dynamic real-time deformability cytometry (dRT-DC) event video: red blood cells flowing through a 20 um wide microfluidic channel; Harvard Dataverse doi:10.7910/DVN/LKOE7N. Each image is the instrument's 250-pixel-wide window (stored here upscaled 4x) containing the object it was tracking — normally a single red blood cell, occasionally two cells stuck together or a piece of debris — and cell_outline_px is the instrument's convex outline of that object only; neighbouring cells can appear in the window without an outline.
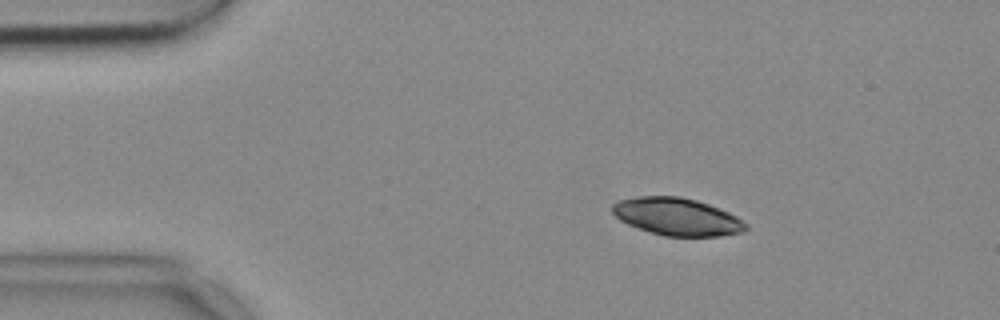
{"species": "common noctule bat (a hibernating species)", "species_latin": "Nyctalus noctula", "temperature_condition": "cold", "stored_images_in_passage": 25, "camera_frame_rate_fps": 3000, "um_per_image_px": 0.085, "animal": {"sex": "female", "body_mass_g": 18.4}, "frame": {"image": 1, "passage_image": 2, "time_ms": 0.333, "image_size_px": [1000, 320], "cell_outline_px": [[748, 228], [744, 232], [720, 236], [664, 236], [628, 224], [620, 220], [612, 212], [612, 204], [620, 200], [640, 196], [680, 196], [696, 200], [720, 208], [736, 216], [748, 224]], "centroid_in_image_um": [57.58, 18.42], "position_along_channel_um": 27.4, "area_um2": 29.07}}